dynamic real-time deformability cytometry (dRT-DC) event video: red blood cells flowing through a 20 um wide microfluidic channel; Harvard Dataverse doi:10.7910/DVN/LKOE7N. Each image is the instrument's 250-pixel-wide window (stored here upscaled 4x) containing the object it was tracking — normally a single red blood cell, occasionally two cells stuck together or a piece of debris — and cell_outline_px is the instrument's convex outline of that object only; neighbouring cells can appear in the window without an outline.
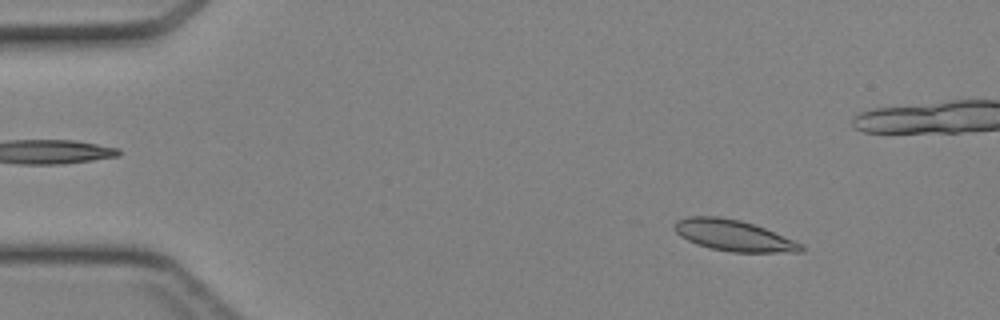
{"species": "Egyptian fruit bat (a non-hibernating species)", "species_latin": "Rousettus aegyptiacus", "temperature_condition": "cold", "stored_images_in_passage": 44, "camera_frame_rate_fps": 3000, "um_per_image_px": 0.085, "animal": {"sex": "female"}, "frame": {"image": 1, "passage_image": 4, "time_ms": 1.0, "image_size_px": [1000, 320], "cell_outline_px": [[804, 252], [732, 252], [712, 248], [696, 244], [680, 236], [672, 228], [672, 224], [676, 220], [688, 216], [720, 216], [740, 220], [764, 228], [804, 244]], "centroid_in_image_um": [62.33, 20.01], "position_along_channel_um": 22.7, "area_um2": 23.0}}
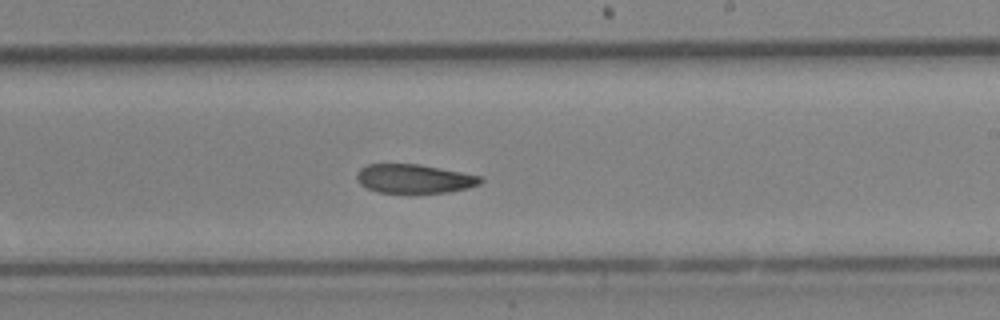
{"frame": {"image": 2, "passage_image": 25, "time_ms": 8.0, "image_size_px": [1000, 320], "cell_outline_px": [[484, 180], [480, 184], [468, 188], [448, 192], [376, 192], [360, 184], [356, 180], [356, 172], [360, 168], [368, 164], [420, 164], [484, 176]], "centroid_in_image_um": [35.23, 15.18], "position_along_channel_um": 253.8, "area_um2": 20.98}}
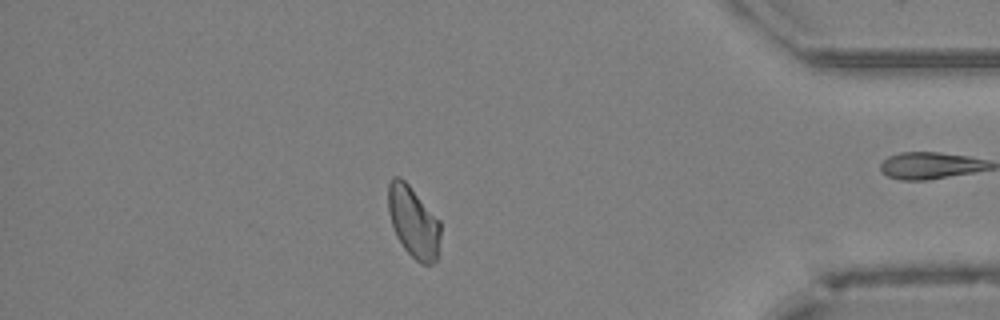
{"frame": {"image": 3, "passage_image": 37, "time_ms": 12.0, "image_size_px": [1000, 320], "cell_outline_px": [[440, 236], [436, 260], [432, 264], [420, 264], [404, 248], [396, 236], [388, 212], [388, 184], [392, 176], [400, 176], [408, 184], [440, 220]], "centroid_in_image_um": [35.13, 18.85], "position_along_channel_um": 400.1, "area_um2": 21.68}}